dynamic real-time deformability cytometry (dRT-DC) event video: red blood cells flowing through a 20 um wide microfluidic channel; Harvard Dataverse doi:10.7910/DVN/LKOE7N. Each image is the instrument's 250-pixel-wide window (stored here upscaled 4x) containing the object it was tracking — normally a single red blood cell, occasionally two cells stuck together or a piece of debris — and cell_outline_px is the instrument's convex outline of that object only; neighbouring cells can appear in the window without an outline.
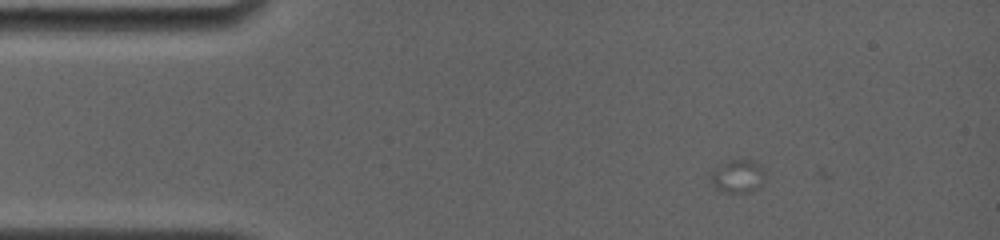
{"species": "common noctule bat (a hibernating species)", "species_latin": "Nyctalus noctula", "temperature_condition": "room temperature", "stored_images_in_passage": 6, "camera_frame_rate_fps": 4000, "um_per_image_px": 0.085, "animal": {"sex": "female", "body_mass_g": 19.0, "forearm_length_mm": 56.7}, "frame": {"image": 1, "passage_image": 3, "time_ms": 1.25, "image_size_px": [1000, 240], "cell_outline_px": [[768, 172], [760, 188], [748, 192], [720, 192], [708, 180], [708, 172], [712, 168], [728, 160], [752, 160], [760, 164]], "centroid_in_image_um": [62.69, 14.97], "position_along_channel_um": 22.3, "area_um2": 11.16}}